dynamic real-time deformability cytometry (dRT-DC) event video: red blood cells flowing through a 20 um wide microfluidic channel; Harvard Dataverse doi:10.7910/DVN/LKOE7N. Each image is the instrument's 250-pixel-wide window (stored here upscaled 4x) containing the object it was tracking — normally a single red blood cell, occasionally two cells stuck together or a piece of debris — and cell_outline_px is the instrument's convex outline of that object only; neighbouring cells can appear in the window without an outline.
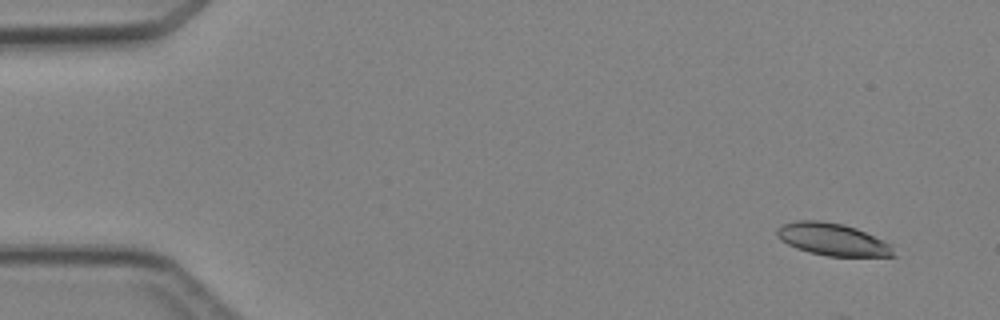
{"species": "Egyptian fruit bat (a non-hibernating species)", "species_latin": "Rousettus aegyptiacus", "temperature_condition": "cold", "stored_images_in_passage": 5, "camera_frame_rate_fps": 3000, "um_per_image_px": 0.085, "animal": {"sex": "female"}, "frame": {"image": 1, "passage_image": 1, "time_ms": 0.0, "image_size_px": [1000, 320], "cell_outline_px": [[896, 256], [828, 256], [796, 248], [780, 240], [776, 236], [776, 232], [784, 224], [796, 220], [820, 220], [844, 224], [856, 228], [884, 240], [892, 244]], "centroid_in_image_um": [70.8, 20.34], "position_along_channel_um": 14.2, "area_um2": 21.91}}
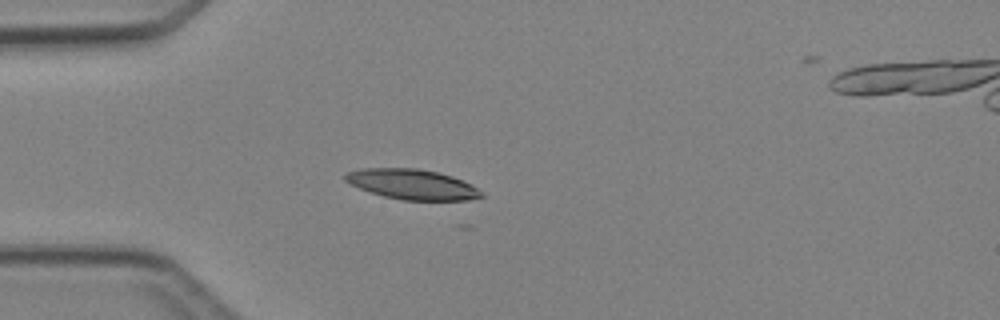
{"frame": {"image": 2, "passage_image": 4, "time_ms": 3.333, "image_size_px": [1000, 320], "cell_outline_px": [[484, 196], [468, 200], [400, 200], [384, 196], [360, 188], [344, 180], [344, 176], [348, 172], [360, 168], [416, 168], [436, 172], [452, 176], [476, 188]], "centroid_in_image_um": [35.0, 15.66], "position_along_channel_um": 50.0, "area_um2": 23.52}}